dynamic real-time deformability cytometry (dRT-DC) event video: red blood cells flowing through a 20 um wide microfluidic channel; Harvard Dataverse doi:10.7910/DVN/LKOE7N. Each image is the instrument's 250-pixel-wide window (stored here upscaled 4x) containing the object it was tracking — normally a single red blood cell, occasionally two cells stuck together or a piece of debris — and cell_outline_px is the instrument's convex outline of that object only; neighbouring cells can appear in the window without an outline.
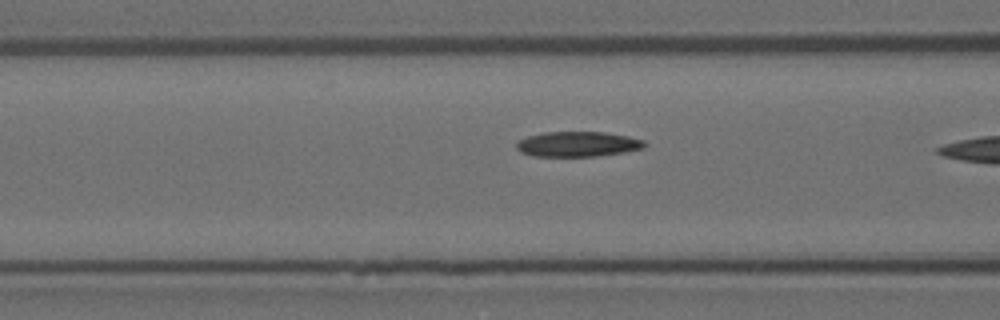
{"species": "Egyptian fruit bat (a non-hibernating species)", "species_latin": "Rousettus aegyptiacus", "temperature_condition": "room temperature", "stored_images_in_passage": 41, "camera_frame_rate_fps": 3000, "um_per_image_px": 0.085, "animal": {"sex": "female"}, "frame": {"image": 1, "passage_image": 18, "time_ms": 5.667, "image_size_px": [1000, 320], "cell_outline_px": [[648, 144], [644, 148], [624, 152], [596, 156], [532, 156], [520, 152], [516, 148], [516, 144], [520, 140], [528, 136], [544, 132], [604, 132], [628, 136], [644, 140]], "centroid_in_image_um": [49.12, 12.25], "position_along_channel_um": 117.5, "area_um2": 18.79}}
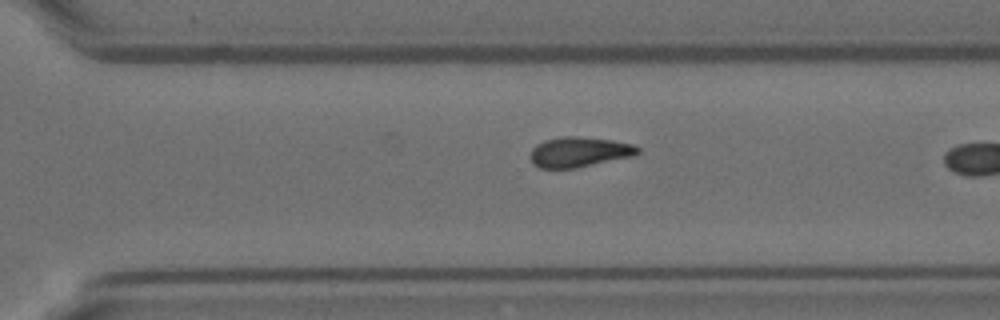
{"frame": {"image": 2, "passage_image": 35, "time_ms": 11.333, "image_size_px": [1000, 320], "cell_outline_px": [[640, 152], [636, 156], [576, 168], [540, 168], [532, 164], [528, 156], [532, 148], [536, 144], [544, 140], [564, 136], [580, 136], [612, 140], [632, 144], [640, 148]], "centroid_in_image_um": [49.22, 12.92], "position_along_channel_um": 321.4, "area_um2": 19.25}}